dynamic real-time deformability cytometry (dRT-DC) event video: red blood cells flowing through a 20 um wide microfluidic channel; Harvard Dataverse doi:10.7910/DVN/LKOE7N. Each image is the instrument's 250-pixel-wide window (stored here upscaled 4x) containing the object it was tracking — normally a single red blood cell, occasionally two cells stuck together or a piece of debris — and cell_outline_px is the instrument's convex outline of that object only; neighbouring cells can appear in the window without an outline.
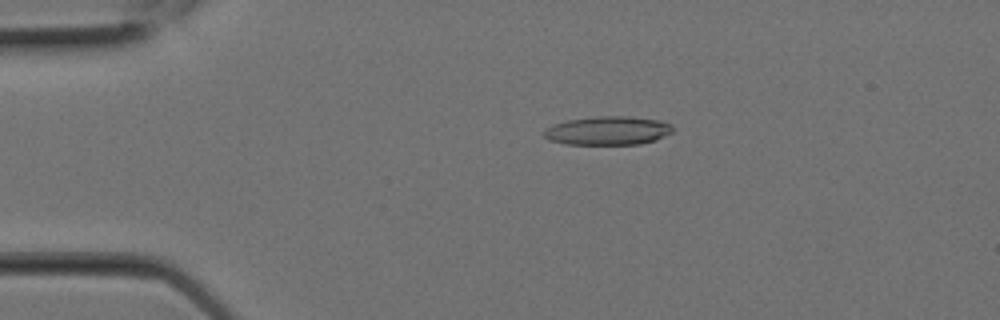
{"species": "Egyptian fruit bat (a non-hibernating species)", "species_latin": "Rousettus aegyptiacus", "temperature_condition": "room temperature", "stored_images_in_passage": 3, "camera_frame_rate_fps": 3000, "um_per_image_px": 0.085, "animal": {"sex": "female"}, "frame": {"image": 1, "passage_image": 1, "time_ms": 0.0, "image_size_px": [1000, 320], "cell_outline_px": [[672, 132], [656, 140], [640, 144], [564, 144], [548, 140], [544, 136], [544, 132], [552, 124], [568, 120], [596, 116], [628, 116], [660, 120], [672, 124]], "centroid_in_image_um": [51.68, 11.1], "position_along_channel_um": 33.3, "area_um2": 21.56}}